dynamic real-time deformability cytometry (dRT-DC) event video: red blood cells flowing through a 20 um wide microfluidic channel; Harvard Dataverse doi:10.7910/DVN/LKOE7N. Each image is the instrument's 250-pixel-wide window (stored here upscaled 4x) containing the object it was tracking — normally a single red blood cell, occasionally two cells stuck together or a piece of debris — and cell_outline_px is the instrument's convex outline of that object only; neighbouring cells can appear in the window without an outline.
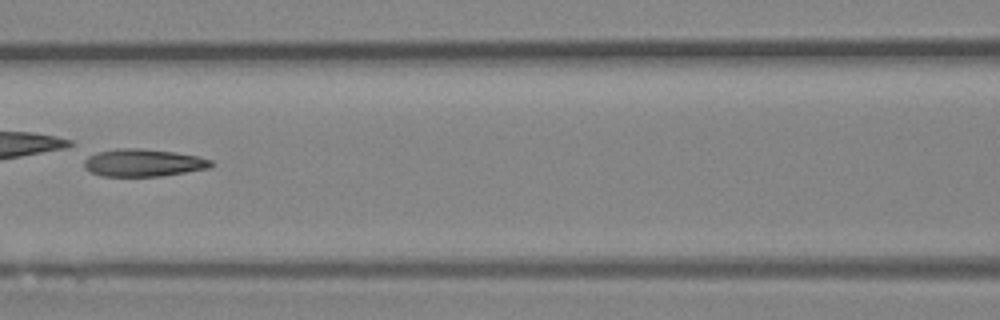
{"species": "Egyptian fruit bat (a non-hibernating species)", "species_latin": "Rousettus aegyptiacus", "temperature_condition": "room temperature", "stored_images_in_passage": 47, "camera_frame_rate_fps": 3000, "um_per_image_px": 0.085, "animal": {"sex": "female"}, "frame": {"image": 1, "passage_image": 21, "time_ms": 6.667, "image_size_px": [1000, 320], "cell_outline_px": [[212, 164], [208, 168], [160, 176], [100, 176], [84, 168], [84, 152], [116, 148], [140, 148], [172, 152], [196, 156], [212, 160]], "centroid_in_image_um": [12.01, 13.81], "position_along_channel_um": 154.6, "area_um2": 20.63}}